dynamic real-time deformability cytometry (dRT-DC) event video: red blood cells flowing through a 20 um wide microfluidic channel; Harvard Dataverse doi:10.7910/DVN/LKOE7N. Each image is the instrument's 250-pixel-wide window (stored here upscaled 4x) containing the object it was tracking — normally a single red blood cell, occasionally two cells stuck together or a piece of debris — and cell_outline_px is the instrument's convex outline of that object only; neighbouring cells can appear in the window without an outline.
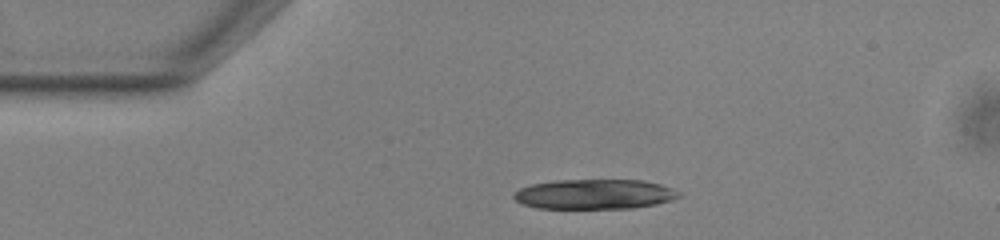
{"species": "common noctule bat (a hibernating species)", "species_latin": "Nyctalus noctula", "temperature_condition": "warm", "stored_images_in_passage": 12, "camera_frame_rate_fps": 3000, "um_per_image_px": 0.085, "animal": {"sex": "male", "body_mass_g": 13.0, "forearm_length_mm": 53.1}, "frame": {"image": 1, "passage_image": 1, "time_ms": 0.0, "image_size_px": [1000, 240], "cell_outline_px": [[680, 196], [672, 200], [656, 204], [632, 208], [536, 208], [520, 204], [512, 196], [512, 192], [520, 188], [532, 184], [556, 180], [644, 180], [660, 184], [672, 188], [680, 192]], "centroid_in_image_um": [50.5, 16.5], "position_along_channel_um": 34.5, "area_um2": 28.9}}